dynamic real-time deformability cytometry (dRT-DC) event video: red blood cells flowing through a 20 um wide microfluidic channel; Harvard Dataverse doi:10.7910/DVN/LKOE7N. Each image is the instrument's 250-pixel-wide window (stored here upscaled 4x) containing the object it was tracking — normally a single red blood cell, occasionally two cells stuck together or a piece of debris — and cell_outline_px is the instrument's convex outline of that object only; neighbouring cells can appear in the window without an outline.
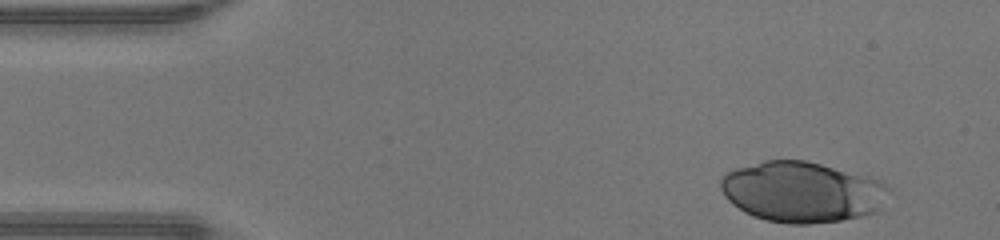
{"species": "human", "species_latin": "Homo sapiens", "temperature_condition": "warm", "stored_images_in_passage": 35, "camera_frame_rate_fps": 3000, "um_per_image_px": 0.085, "donor": {"sex": "male"}, "frame": {"image": 1, "passage_image": 1, "time_ms": 0.0, "image_size_px": [1000, 240], "cell_outline_px": [[892, 192], [880, 208], [876, 212], [864, 216], [840, 220], [808, 224], [788, 224], [768, 220], [752, 216], [744, 212], [732, 204], [724, 196], [720, 188], [720, 180], [728, 172], [736, 168], [764, 160], [804, 160], [868, 176], [880, 180], [892, 188]], "centroid_in_image_um": [68.21, 16.32], "position_along_channel_um": 16.8, "area_um2": 59.77}}
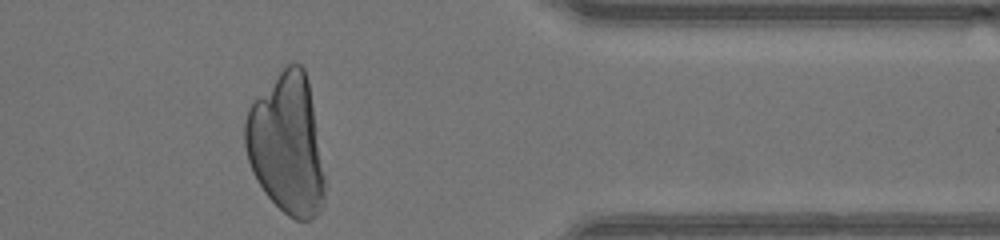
{"frame": {"image": 2, "passage_image": 35, "time_ms": 11.333, "image_size_px": [1000, 240], "cell_outline_px": [[324, 204], [320, 212], [312, 220], [296, 220], [288, 216], [264, 192], [256, 180], [252, 172], [248, 160], [244, 144], [244, 124], [248, 108], [252, 100], [288, 64], [300, 64], [304, 68], [308, 80], [324, 176]], "centroid_in_image_um": [24.34, 12.3], "position_along_channel_um": 387.1, "area_um2": 64.85}}